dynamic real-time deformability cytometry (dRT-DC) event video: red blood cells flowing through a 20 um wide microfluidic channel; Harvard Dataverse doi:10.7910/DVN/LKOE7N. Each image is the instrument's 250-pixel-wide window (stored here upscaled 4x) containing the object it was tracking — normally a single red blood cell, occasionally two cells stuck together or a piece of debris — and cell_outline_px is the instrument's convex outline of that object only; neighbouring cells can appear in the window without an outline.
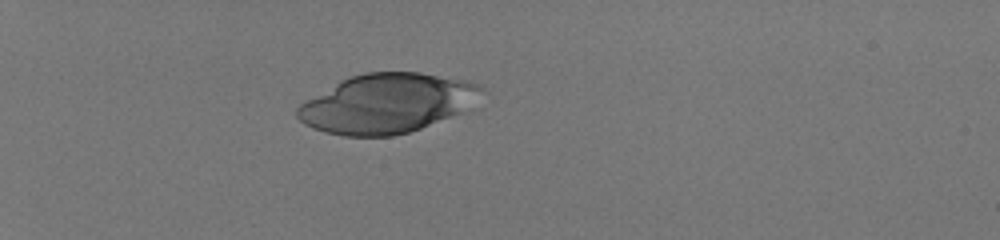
{"species": "human", "species_latin": "Homo sapiens", "temperature_condition": "room temperature", "stored_images_in_passage": 36, "camera_frame_rate_fps": 3000, "um_per_image_px": 0.085, "donor": {"sex": "male"}, "frame": {"image": 1, "passage_image": 1, "time_ms": 0.0, "image_size_px": [1000, 240], "cell_outline_px": [[488, 92], [460, 112], [420, 128], [408, 132], [392, 136], [344, 136], [324, 132], [312, 128], [304, 124], [296, 116], [296, 108], [300, 104], [340, 80], [364, 72], [420, 72], [468, 80], [480, 84]], "centroid_in_image_um": [32.9, 8.77], "position_along_channel_um": 52.1, "area_um2": 63.58}}